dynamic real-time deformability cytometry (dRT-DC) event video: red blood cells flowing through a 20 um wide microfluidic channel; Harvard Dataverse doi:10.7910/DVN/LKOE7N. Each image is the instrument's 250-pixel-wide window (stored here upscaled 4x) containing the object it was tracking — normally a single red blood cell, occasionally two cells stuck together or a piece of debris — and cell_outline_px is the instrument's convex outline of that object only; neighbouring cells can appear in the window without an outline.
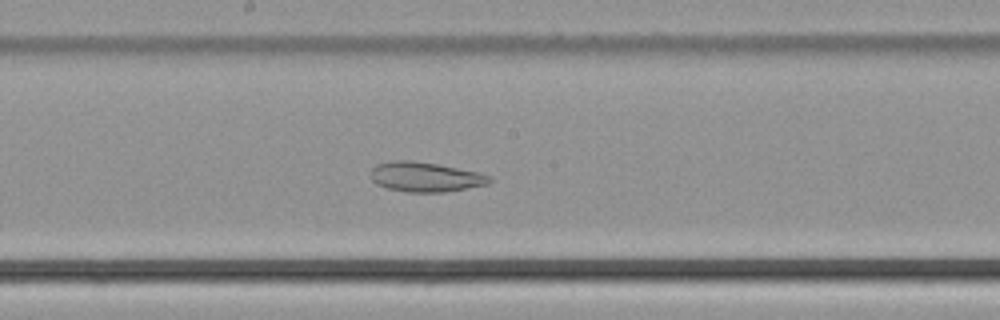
{"species": "common noctule bat (a hibernating species)", "species_latin": "Nyctalus noctula", "temperature_condition": "cold", "stored_images_in_passage": 41, "camera_frame_rate_fps": 3000, "um_per_image_px": 0.085, "animal": {"sex": "male", "body_mass_g": 21.5, "forearm_length_mm": 52.0}, "frame": {"image": 1, "passage_image": 18, "time_ms": 5.667, "image_size_px": [1000, 320], "cell_outline_px": [[492, 180], [488, 184], [444, 192], [408, 192], [388, 188], [376, 184], [372, 180], [372, 168], [376, 164], [392, 160], [408, 160], [436, 164], [476, 172], [492, 176]], "centroid_in_image_um": [36.14, 15.04], "position_along_channel_um": 212.1, "area_um2": 20.35}}